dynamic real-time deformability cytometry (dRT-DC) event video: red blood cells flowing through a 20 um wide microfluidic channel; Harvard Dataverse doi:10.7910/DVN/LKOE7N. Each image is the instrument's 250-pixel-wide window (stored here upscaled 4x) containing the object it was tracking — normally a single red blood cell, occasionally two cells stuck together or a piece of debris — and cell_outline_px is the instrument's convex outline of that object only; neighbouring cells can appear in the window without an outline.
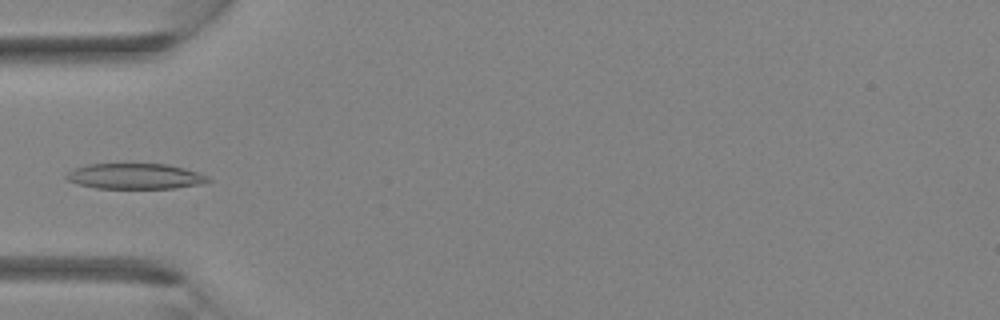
{"species": "Egyptian fruit bat (a non-hibernating species)", "species_latin": "Rousettus aegyptiacus", "temperature_condition": "room temperature", "stored_images_in_passage": 28, "camera_frame_rate_fps": 3000, "um_per_image_px": 0.085, "animal": {"sex": "female"}, "frame": {"image": 1, "passage_image": 3, "time_ms": 0.667, "image_size_px": [1000, 320], "cell_outline_px": [[212, 180], [204, 184], [176, 188], [96, 188], [80, 184], [68, 180], [64, 176], [68, 172], [76, 168], [88, 164], [168, 164], [184, 168], [208, 176]], "centroid_in_image_um": [11.53, 14.98], "position_along_channel_um": 73.5, "area_um2": 21.04}}
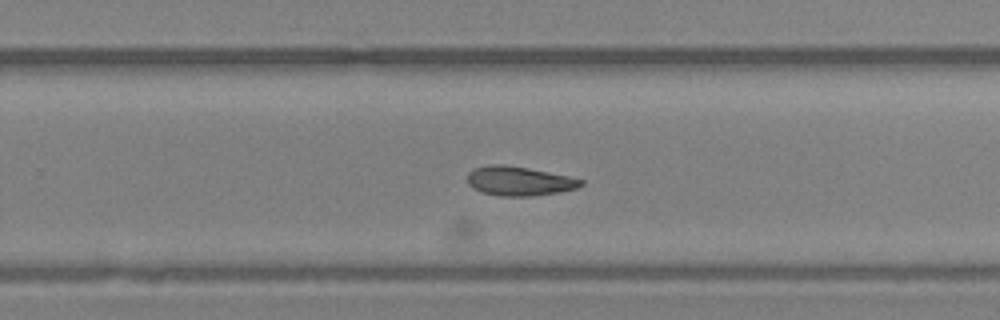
{"frame": {"image": 2, "passage_image": 15, "time_ms": 4.667, "image_size_px": [1000, 320], "cell_outline_px": [[584, 184], [576, 188], [556, 192], [532, 196], [500, 196], [484, 192], [468, 184], [468, 172], [472, 168], [488, 164], [504, 164], [528, 168], [568, 176], [584, 180]], "centroid_in_image_um": [44.11, 15.37], "position_along_channel_um": 285.7, "area_um2": 19.19}}
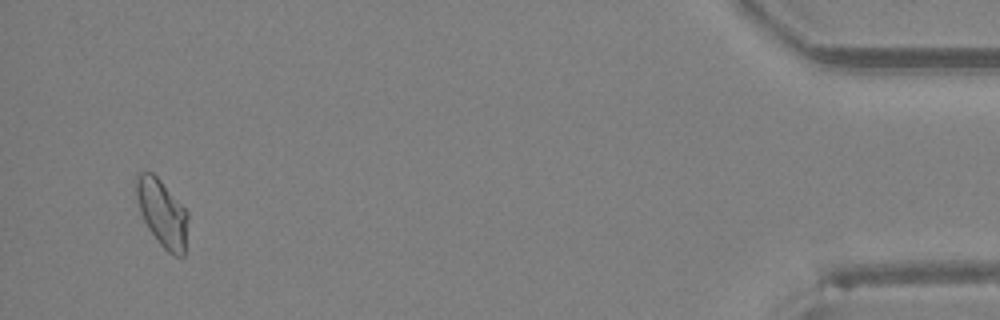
{"frame": {"image": 3, "passage_image": 27, "time_ms": 8.667, "image_size_px": [1000, 320], "cell_outline_px": [[188, 216], [184, 256], [176, 256], [168, 252], [160, 244], [148, 228], [140, 212], [136, 196], [136, 176], [140, 172], [152, 172], [160, 180], [188, 212]], "centroid_in_image_um": [13.78, 18.11], "position_along_channel_um": 421.4, "area_um2": 19.94}}